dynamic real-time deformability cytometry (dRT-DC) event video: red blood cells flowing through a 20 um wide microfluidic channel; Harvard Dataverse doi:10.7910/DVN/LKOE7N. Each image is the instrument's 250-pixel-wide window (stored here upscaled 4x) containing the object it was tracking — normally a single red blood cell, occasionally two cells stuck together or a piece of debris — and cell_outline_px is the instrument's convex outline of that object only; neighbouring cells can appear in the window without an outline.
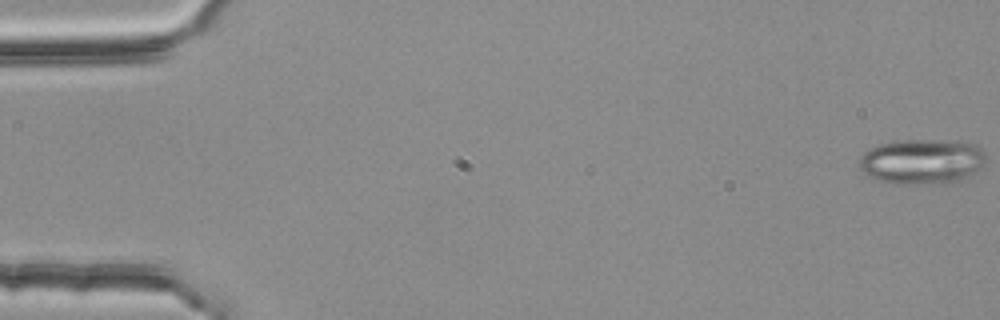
{"species": "common noctule bat (a hibernating species)", "species_latin": "Nyctalus noctula", "temperature_condition": "room temperature", "stored_images_in_passage": 55, "segment_of_instrument_passage": [1, 2], "camera_frame_rate_fps": 3000, "um_per_image_px": 0.085, "animal": {"sex": "female", "body_mass_g": 25.1}, "frame": {"image": 1, "passage_image": 1, "time_ms": 0.0, "image_size_px": [1000, 320], "cell_outline_px": [[984, 160], [980, 168], [960, 184], [900, 184], [880, 180], [868, 176], [860, 168], [860, 156], [868, 148], [880, 144], [904, 140], [924, 140], [976, 144], [984, 152]], "centroid_in_image_um": [78.38, 13.77], "position_along_channel_um": 6.6, "area_um2": 33.41}}